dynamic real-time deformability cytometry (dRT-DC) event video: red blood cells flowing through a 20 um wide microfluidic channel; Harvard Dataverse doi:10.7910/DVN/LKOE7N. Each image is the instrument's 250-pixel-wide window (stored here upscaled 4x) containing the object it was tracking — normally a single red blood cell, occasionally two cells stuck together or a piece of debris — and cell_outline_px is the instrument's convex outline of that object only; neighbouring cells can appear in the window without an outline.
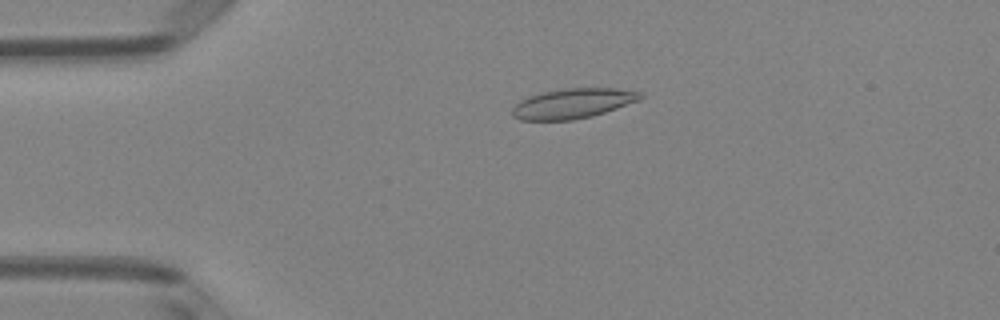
{"species": "Egyptian fruit bat (a non-hibernating species)", "species_latin": "Rousettus aegyptiacus", "temperature_condition": "room temperature", "stored_images_in_passage": 50, "camera_frame_rate_fps": 3000, "um_per_image_px": 0.085, "animal": {"sex": "female"}, "frame": {"image": 1, "passage_image": 11, "time_ms": 3.333, "image_size_px": [1000, 320], "cell_outline_px": [[644, 96], [640, 100], [592, 116], [572, 120], [520, 120], [512, 116], [512, 108], [520, 100], [528, 96], [544, 92], [564, 88], [616, 88], [640, 92]], "centroid_in_image_um": [48.68, 8.79], "position_along_channel_um": 36.3, "area_um2": 22.31}}
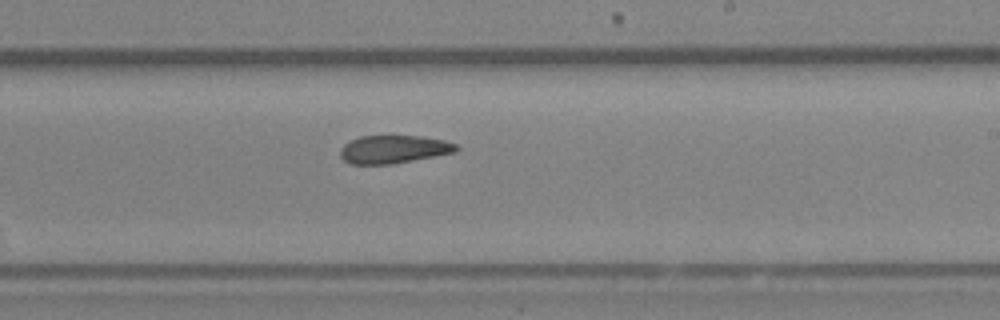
{"frame": {"image": 2, "passage_image": 30, "time_ms": 9.667, "image_size_px": [1000, 320], "cell_outline_px": [[460, 148], [456, 152], [392, 164], [348, 164], [340, 156], [340, 148], [344, 144], [360, 136], [420, 136], [444, 140], [456, 144]], "centroid_in_image_um": [33.45, 12.69], "position_along_channel_um": 255.5, "area_um2": 18.96}}
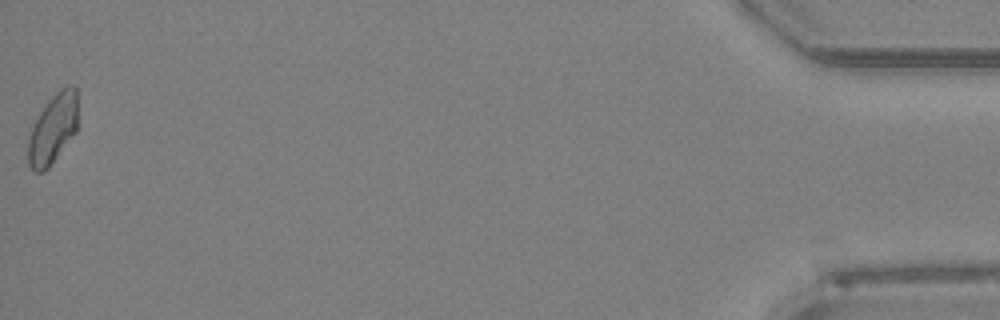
{"frame": {"image": 3, "passage_image": 50, "time_ms": 16.333, "image_size_px": [1000, 320], "cell_outline_px": [[76, 132], [48, 168], [44, 172], [36, 172], [28, 164], [28, 136], [40, 112], [48, 100], [60, 88], [68, 84], [72, 84], [76, 88]], "centroid_in_image_um": [4.49, 10.95], "position_along_channel_um": 430.7, "area_um2": 20.0}, "authors_computed_cell_mechanics": {"area_um2": 20.3167, "velocity_mm_per_s": 4.0551, "shape_relaxation_time_tau1_ms": 8.3025, "shape_relaxation_time_tau2_ms": 1.4497, "deformation_change_tau1": 0.1808, "deformation_change_tau2": 0.0774}}